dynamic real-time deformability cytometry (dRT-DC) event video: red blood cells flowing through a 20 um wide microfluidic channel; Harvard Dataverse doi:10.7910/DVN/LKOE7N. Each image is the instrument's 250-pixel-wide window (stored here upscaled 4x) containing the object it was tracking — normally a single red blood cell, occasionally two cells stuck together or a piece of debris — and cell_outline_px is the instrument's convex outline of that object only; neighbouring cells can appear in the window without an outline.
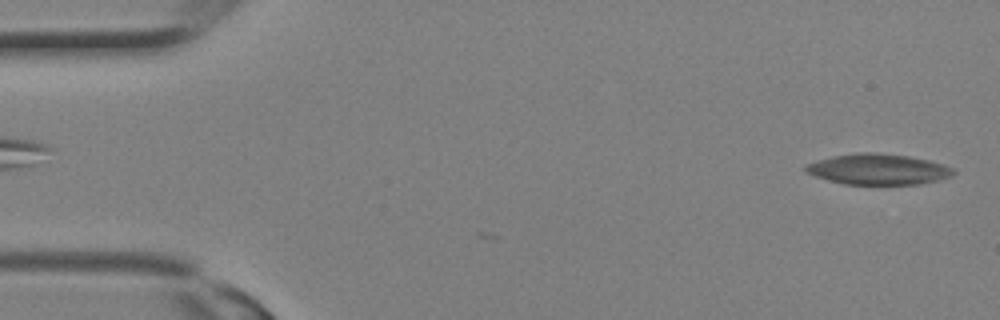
{"species": "Egyptian fruit bat (a non-hibernating species)", "species_latin": "Rousettus aegyptiacus", "temperature_condition": "room temperature", "stored_images_in_passage": 10, "camera_frame_rate_fps": 3000, "um_per_image_px": 0.085, "animal": {"sex": "female"}, "frame": {"image": 1, "passage_image": 1, "time_ms": 0.0, "image_size_px": [1000, 320], "cell_outline_px": [[956, 172], [952, 176], [940, 180], [920, 184], [844, 184], [828, 180], [804, 172], [804, 164], [816, 160], [832, 156], [860, 152], [876, 152], [908, 156], [928, 160], [944, 164], [952, 168]], "centroid_in_image_um": [74.63, 14.38], "position_along_channel_um": 10.4, "area_um2": 26.65}}